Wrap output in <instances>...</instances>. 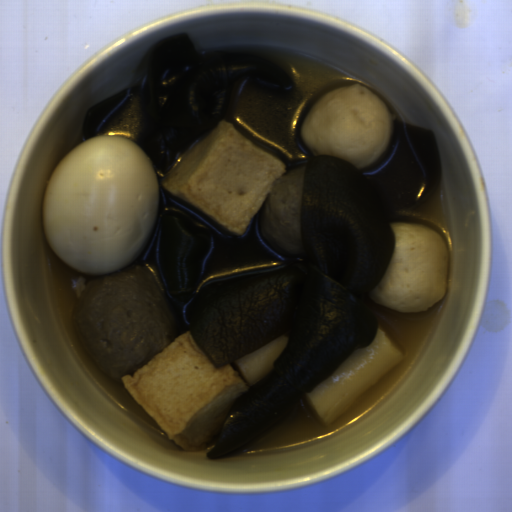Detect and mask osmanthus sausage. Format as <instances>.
Segmentation results:
<instances>
[{"label":"osmanthus sausage","mask_w":512,"mask_h":512,"mask_svg":"<svg viewBox=\"0 0 512 512\" xmlns=\"http://www.w3.org/2000/svg\"><path fill=\"white\" fill-rule=\"evenodd\" d=\"M287 340V335L277 337L234 361L237 371L247 384L252 387L271 372L273 362L283 351Z\"/></svg>","instance_id":"a09e9dec"},{"label":"osmanthus sausage","mask_w":512,"mask_h":512,"mask_svg":"<svg viewBox=\"0 0 512 512\" xmlns=\"http://www.w3.org/2000/svg\"><path fill=\"white\" fill-rule=\"evenodd\" d=\"M406 355L404 348L378 319L372 342L353 350L311 392L301 394L311 419L331 425Z\"/></svg>","instance_id":"d35146e8"}]
</instances>
